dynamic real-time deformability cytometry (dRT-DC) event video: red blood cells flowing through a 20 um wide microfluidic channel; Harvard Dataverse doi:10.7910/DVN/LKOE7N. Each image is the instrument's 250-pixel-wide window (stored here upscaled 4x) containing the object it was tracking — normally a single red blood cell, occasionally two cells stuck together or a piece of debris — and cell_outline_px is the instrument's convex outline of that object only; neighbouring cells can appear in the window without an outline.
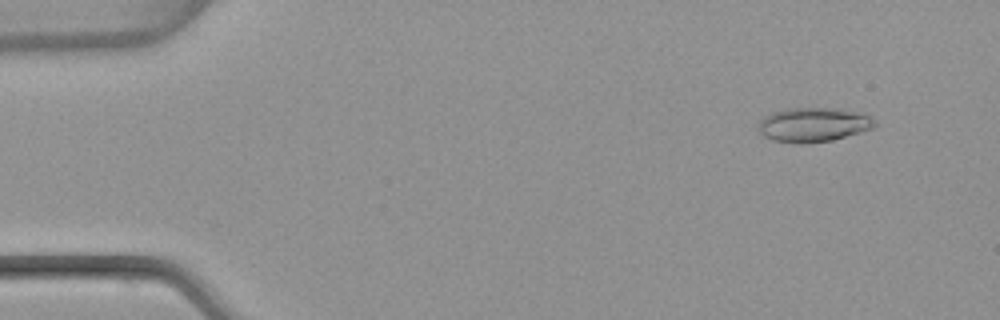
{"species": "common noctule bat (a hibernating species)", "species_latin": "Nyctalus noctula", "temperature_condition": "warm", "stored_images_in_passage": 51, "camera_frame_rate_fps": 3000, "um_per_image_px": 0.085, "animal": {"sex": "female", "body_mass_g": 22.7, "forearm_length_mm": 54.2}, "frame": {"image": 1, "passage_image": 5, "time_ms": 1.333, "image_size_px": [1000, 320], "cell_outline_px": [[876, 128], [832, 140], [800, 144], [772, 140], [764, 136], [756, 128], [760, 120], [764, 116], [772, 112], [788, 108], [844, 108], [868, 116], [876, 124]], "centroid_in_image_um": [69.11, 10.6], "position_along_channel_um": 15.9, "area_um2": 23.41}}
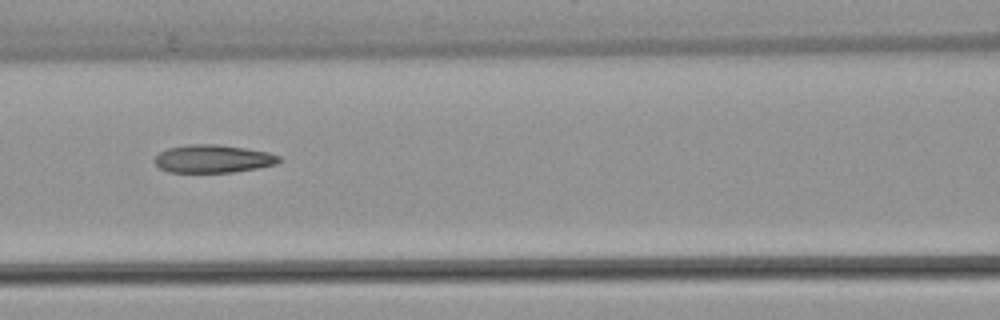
{"frame": {"image": 2, "passage_image": 23, "time_ms": 7.333, "image_size_px": [1000, 320], "cell_outline_px": [[284, 160], [276, 164], [256, 168], [232, 172], [168, 172], [160, 168], [152, 160], [160, 152], [168, 148], [188, 144], [216, 144], [244, 148], [268, 152], [280, 156]], "centroid_in_image_um": [18.11, 13.49], "position_along_channel_um": 148.5, "area_um2": 20.29}}
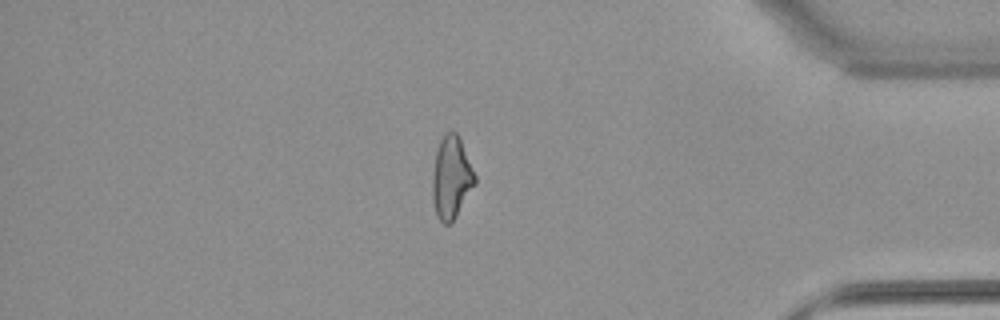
{"frame": {"image": 3, "passage_image": 44, "time_ms": 14.333, "image_size_px": [1000, 320], "cell_outline_px": [[476, 184], [452, 224], [444, 224], [436, 216], [432, 200], [432, 176], [436, 152], [440, 140], [444, 132], [452, 128], [456, 132], [460, 140], [476, 176]], "centroid_in_image_um": [38.35, 15.12], "position_along_channel_um": 396.8, "area_um2": 20.69}, "authors_computed_cell_mechanics": {"area_um2": 21.0392, "velocity_mm_per_s": 4.0111, "shape_relaxation_time_tau1_ms": null, "shape_relaxation_time_tau2_ms": 2.9132, "deformation_change_tau1": null, "deformation_change_tau2": 0.1227}}